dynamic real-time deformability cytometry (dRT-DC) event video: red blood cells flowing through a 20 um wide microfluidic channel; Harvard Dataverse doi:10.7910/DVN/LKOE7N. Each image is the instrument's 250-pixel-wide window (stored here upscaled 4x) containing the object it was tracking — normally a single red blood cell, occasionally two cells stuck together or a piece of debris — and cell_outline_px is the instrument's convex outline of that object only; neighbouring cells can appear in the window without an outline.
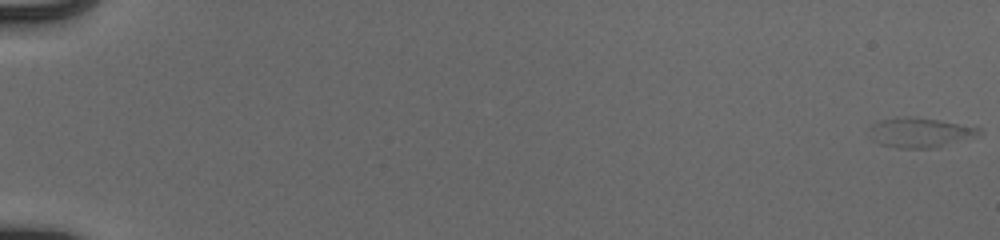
{"species": "human", "species_latin": "Homo sapiens", "temperature_condition": "cold", "stored_images_in_passage": 53, "camera_frame_rate_fps": 3000, "um_per_image_px": 0.085, "donor": {"sex": "male"}, "frame": {"image": 1, "passage_image": 1, "time_ms": 0.0, "image_size_px": [1000, 240], "cell_outline_px": [[984, 132], [976, 136], [932, 148], [896, 148], [880, 144], [872, 140], [868, 136], [872, 124], [876, 120], [896, 116], [912, 116], [940, 120], [980, 128]], "centroid_in_image_um": [78.12, 11.24], "position_along_channel_um": 6.9, "area_um2": 19.25}}
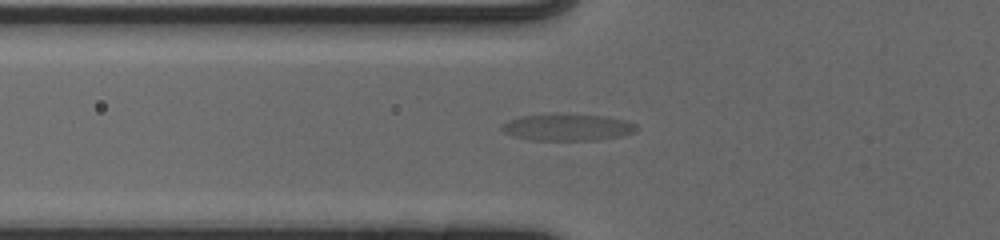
{"frame": {"image": 2, "passage_image": 22, "time_ms": 7.0, "image_size_px": [1000, 240], "cell_outline_px": [[636, 132], [620, 136], [596, 140], [532, 140], [516, 136], [504, 132], [500, 128], [508, 120], [520, 116], [604, 116], [624, 120], [636, 124]], "centroid_in_image_um": [48.26, 10.86], "position_along_channel_um": 77.5, "area_um2": 20.06}}
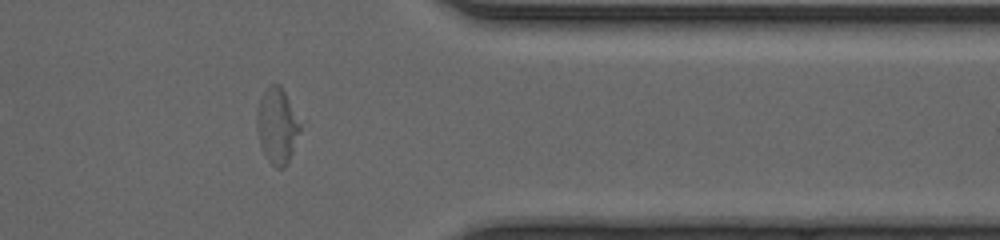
{"frame": {"image": 3, "passage_image": 46, "time_ms": 15.0, "image_size_px": [1000, 240], "cell_outline_px": [[300, 128], [288, 164], [284, 168], [276, 168], [268, 160], [260, 144], [256, 128], [256, 112], [260, 100], [264, 92], [272, 84], [280, 84], [300, 124]], "centroid_in_image_um": [23.52, 10.73], "position_along_channel_um": 387.9, "area_um2": 18.55}}